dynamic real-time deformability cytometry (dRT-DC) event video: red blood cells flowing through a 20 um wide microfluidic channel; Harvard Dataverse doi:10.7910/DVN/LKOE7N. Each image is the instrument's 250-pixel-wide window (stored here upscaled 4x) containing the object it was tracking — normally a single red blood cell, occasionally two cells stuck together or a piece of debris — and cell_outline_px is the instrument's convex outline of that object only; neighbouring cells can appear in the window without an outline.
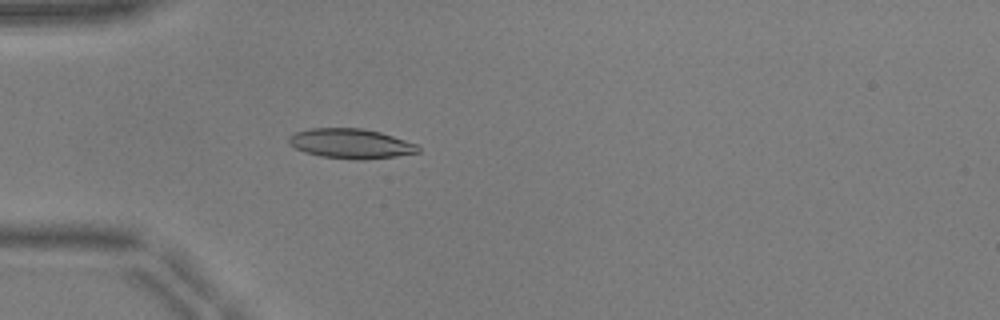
{"species": "common noctule bat (a hibernating species)", "species_latin": "Nyctalus noctula", "temperature_condition": "warm", "stored_images_in_passage": 52, "camera_frame_rate_fps": 3000, "um_per_image_px": 0.085, "animal": {"sex": "male", "body_mass_g": 17.9, "forearm_length_mm": 54.2}, "frame": {"image": 1, "passage_image": 16, "time_ms": 5.0, "image_size_px": [1000, 320], "cell_outline_px": [[420, 152], [396, 156], [364, 160], [356, 160], [320, 156], [304, 152], [288, 144], [288, 136], [296, 132], [308, 128], [360, 128], [380, 132], [416, 144], [420, 148]], "centroid_in_image_um": [29.78, 12.21], "position_along_channel_um": 55.2, "area_um2": 22.48}}
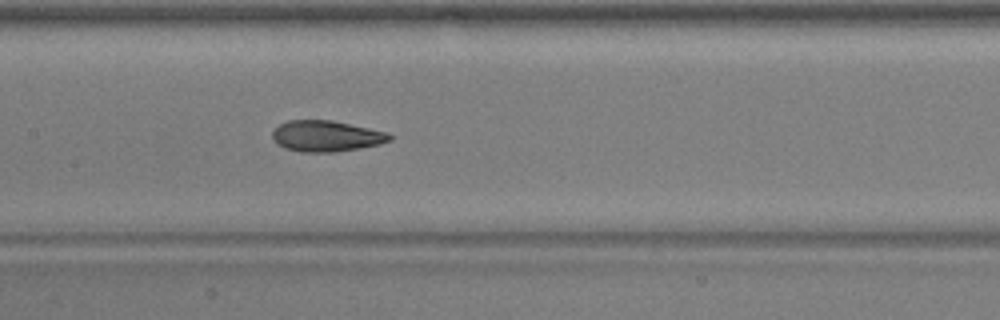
{"frame": {"image": 2, "passage_image": 26, "time_ms": 8.333, "image_size_px": [1000, 320], "cell_outline_px": [[392, 140], [380, 144], [336, 152], [300, 152], [284, 148], [276, 144], [272, 140], [272, 132], [280, 124], [288, 120], [332, 120], [388, 132], [392, 136]], "centroid_in_image_um": [27.71, 11.57], "position_along_channel_um": 179.7, "area_um2": 21.33}}
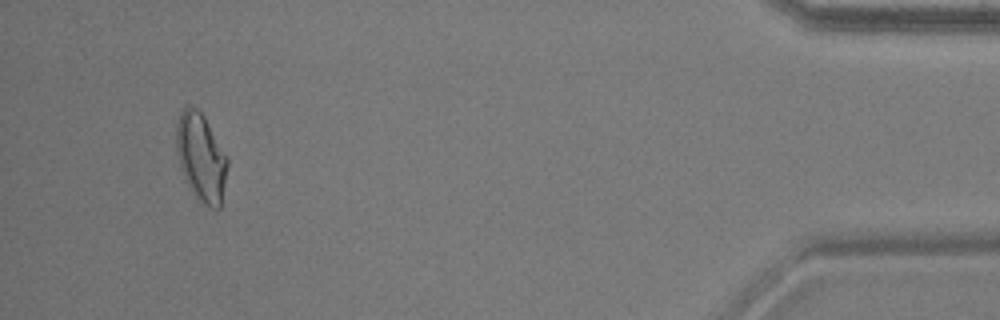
{"frame": {"image": 3, "passage_image": 49, "time_ms": 16.0, "image_size_px": [1000, 320], "cell_outline_px": [[228, 164], [220, 208], [208, 208], [200, 204], [196, 200], [188, 188], [176, 152], [176, 124], [180, 112], [188, 104], [196, 108], [204, 116], [228, 156]], "centroid_in_image_um": [17.08, 13.4], "position_along_channel_um": 418.1, "area_um2": 26.65}, "authors_computed_cell_mechanics": {"area_um2": 21.4149, "velocity_mm_per_s": 3.9644, "shape_relaxation_time_tau1_ms": 5.2034, "shape_relaxation_time_tau2_ms": 1.3349, "deformation_change_tau1": 0.1746, "deformation_change_tau2": 0.0723}}